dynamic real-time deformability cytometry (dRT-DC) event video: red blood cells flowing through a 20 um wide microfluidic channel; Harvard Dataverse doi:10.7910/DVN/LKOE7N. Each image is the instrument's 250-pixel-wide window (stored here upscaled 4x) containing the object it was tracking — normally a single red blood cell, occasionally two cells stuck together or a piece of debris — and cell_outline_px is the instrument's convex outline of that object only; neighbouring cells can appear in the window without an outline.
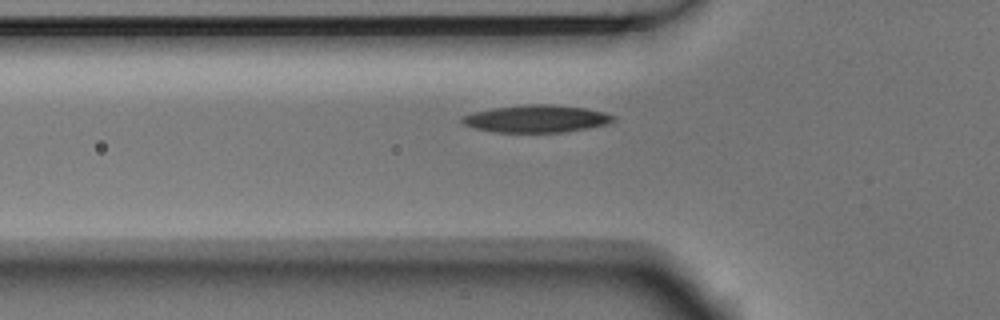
{"species": "Egyptian fruit bat (a non-hibernating species)", "species_latin": "Rousettus aegyptiacus", "temperature_condition": "room temperature", "stored_images_in_passage": 2, "camera_frame_rate_fps": 3000, "um_per_image_px": 0.085, "animal": {"sex": "male"}, "frame": {"image": 1, "passage_image": 2, "time_ms": 0.333, "image_size_px": [1000, 320], "cell_outline_px": [[616, 120], [608, 124], [564, 132], [496, 132], [472, 128], [464, 124], [460, 120], [460, 116], [472, 112], [496, 108], [528, 104], [548, 104], [584, 108], [604, 112], [616, 116]], "centroid_in_image_um": [45.58, 10.09], "position_along_channel_um": 80.2, "area_um2": 24.1}}